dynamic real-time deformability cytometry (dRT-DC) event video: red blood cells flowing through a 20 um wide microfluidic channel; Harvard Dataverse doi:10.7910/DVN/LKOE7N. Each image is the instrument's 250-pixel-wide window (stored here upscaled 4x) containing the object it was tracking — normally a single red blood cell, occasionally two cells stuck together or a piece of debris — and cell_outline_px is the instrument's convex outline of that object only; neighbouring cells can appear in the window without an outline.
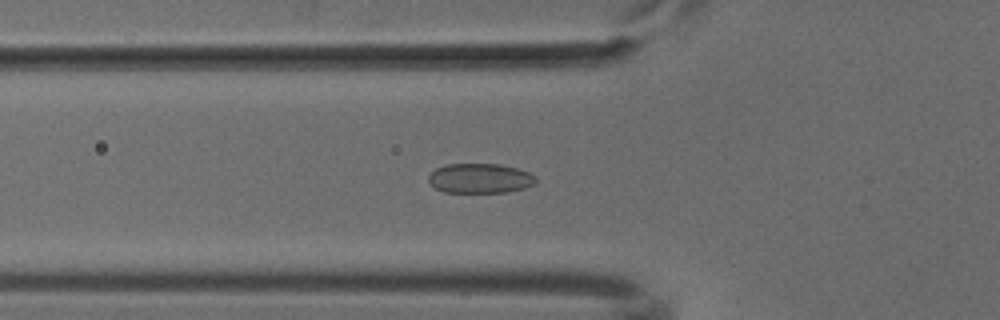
{"species": "common noctule bat (a hibernating species)", "species_latin": "Nyctalus noctula", "temperature_condition": "cold", "stored_images_in_passage": 46, "camera_frame_rate_fps": 3000, "um_per_image_px": 0.085, "animal": {"sex": "male", "body_mass_g": 18.8}, "frame": {"image": 1, "passage_image": 11, "time_ms": 3.333, "image_size_px": [1000, 320], "cell_outline_px": [[536, 180], [532, 184], [524, 188], [508, 192], [444, 192], [436, 188], [428, 180], [428, 176], [436, 168], [444, 164], [500, 164], [516, 168], [528, 172], [536, 176]], "centroid_in_image_um": [40.79, 15.15], "position_along_channel_um": 85.0, "area_um2": 18.5}}
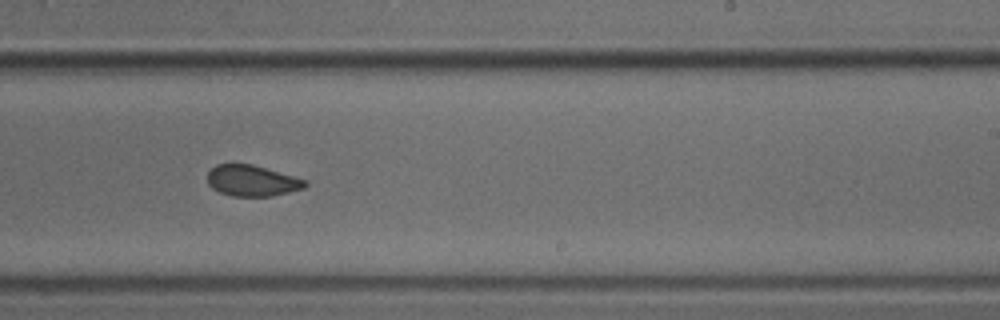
{"frame": {"image": 2, "passage_image": 25, "time_ms": 8.0, "image_size_px": [1000, 320], "cell_outline_px": [[308, 184], [304, 188], [272, 196], [232, 196], [220, 192], [212, 188], [208, 184], [208, 172], [216, 164], [252, 164], [308, 180]], "centroid_in_image_um": [21.44, 15.36], "position_along_channel_um": 267.6, "area_um2": 17.63}}
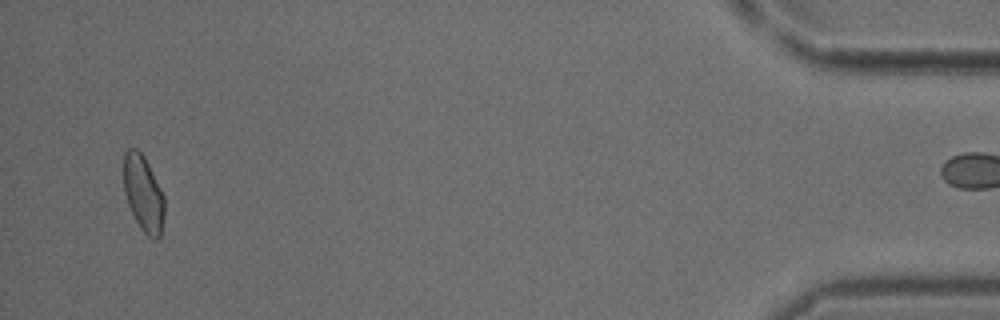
{"frame": {"image": 3, "passage_image": 43, "time_ms": 14.0, "image_size_px": [1000, 320], "cell_outline_px": [[164, 216], [160, 236], [156, 240], [152, 240], [140, 228], [128, 204], [124, 192], [124, 152], [128, 148], [136, 148], [144, 156], [164, 196]], "centroid_in_image_um": [12.18, 16.46], "position_along_channel_um": 423.0, "area_um2": 17.98}}